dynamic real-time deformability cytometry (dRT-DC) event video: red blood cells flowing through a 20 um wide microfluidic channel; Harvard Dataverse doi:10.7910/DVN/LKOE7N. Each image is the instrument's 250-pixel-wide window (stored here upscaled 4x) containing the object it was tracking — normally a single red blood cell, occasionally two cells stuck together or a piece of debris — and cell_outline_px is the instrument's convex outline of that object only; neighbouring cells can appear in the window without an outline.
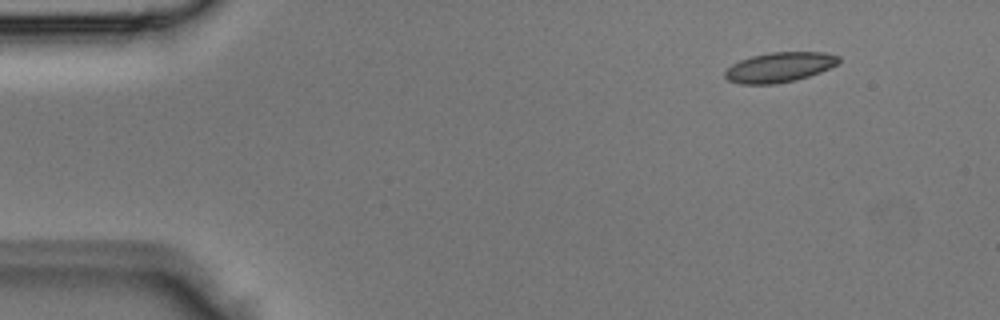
{"species": "Egyptian fruit bat (a non-hibernating species)", "species_latin": "Rousettus aegyptiacus", "temperature_condition": "room temperature", "stored_images_in_passage": 3, "camera_frame_rate_fps": 3000, "um_per_image_px": 0.085, "animal": {"sex": "male"}, "frame": {"image": 1, "passage_image": 3, "time_ms": 0.667, "image_size_px": [1000, 320], "cell_outline_px": [[840, 60], [836, 64], [820, 72], [796, 80], [772, 84], [740, 84], [728, 80], [724, 76], [724, 72], [732, 64], [740, 60], [752, 56], [772, 52], [824, 52], [840, 56]], "centroid_in_image_um": [66.24, 5.71], "position_along_channel_um": 18.8, "area_um2": 19.71}}